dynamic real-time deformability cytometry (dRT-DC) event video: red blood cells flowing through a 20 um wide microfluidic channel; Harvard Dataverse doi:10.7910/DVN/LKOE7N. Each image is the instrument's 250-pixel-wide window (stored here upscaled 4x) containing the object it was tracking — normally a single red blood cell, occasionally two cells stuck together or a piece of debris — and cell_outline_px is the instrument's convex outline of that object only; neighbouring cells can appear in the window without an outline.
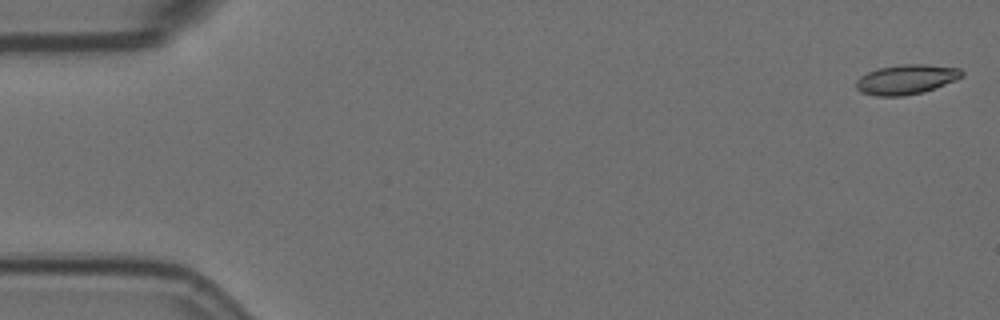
{"species": "Egyptian fruit bat (a non-hibernating species)", "species_latin": "Rousettus aegyptiacus", "temperature_condition": "room temperature", "stored_images_in_passage": 5, "camera_frame_rate_fps": 3000, "um_per_image_px": 0.085, "animal": {"sex": "female"}, "frame": {"image": 1, "passage_image": 1, "time_ms": 0.0, "image_size_px": [1000, 320], "cell_outline_px": [[964, 76], [956, 80], [924, 92], [904, 96], [876, 96], [860, 92], [856, 88], [856, 80], [860, 76], [868, 72], [880, 68], [900, 64], [924, 64], [960, 68], [964, 72]], "centroid_in_image_um": [77.04, 6.75], "position_along_channel_um": 8.0, "area_um2": 18.44}}
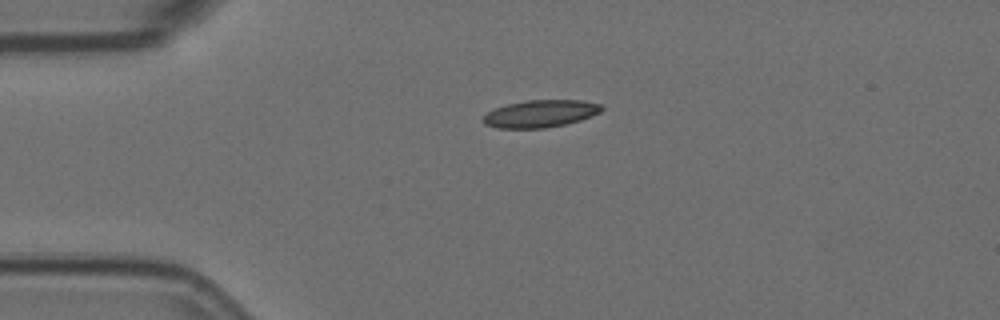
{"frame": {"image": 2, "passage_image": 3, "time_ms": 0.667, "image_size_px": [1000, 320], "cell_outline_px": [[604, 108], [600, 112], [580, 120], [564, 124], [544, 128], [496, 128], [484, 124], [480, 120], [488, 112], [496, 108], [508, 104], [528, 100], [580, 100], [600, 104]], "centroid_in_image_um": [45.91, 9.66], "position_along_channel_um": 39.1, "area_um2": 18.73}}
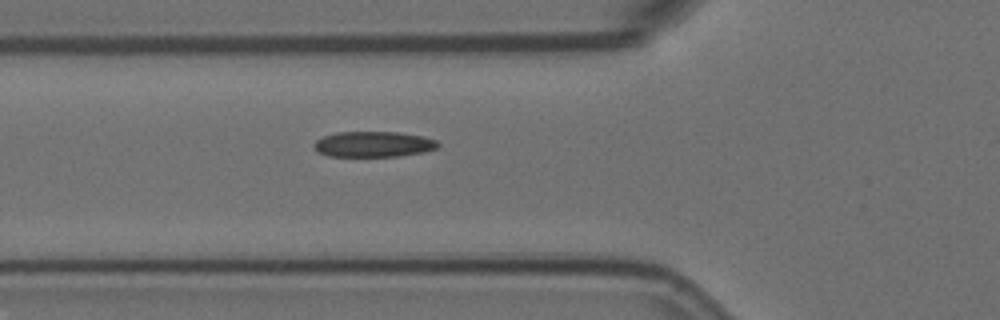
{"frame": {"image": 3, "passage_image": 5, "time_ms": 1.333, "image_size_px": [1000, 320], "cell_outline_px": [[440, 144], [436, 148], [424, 152], [400, 156], [328, 156], [312, 148], [312, 144], [316, 140], [324, 136], [336, 132], [396, 132], [424, 136], [436, 140]], "centroid_in_image_um": [31.73, 12.25], "position_along_channel_um": 94.1, "area_um2": 18.55}}